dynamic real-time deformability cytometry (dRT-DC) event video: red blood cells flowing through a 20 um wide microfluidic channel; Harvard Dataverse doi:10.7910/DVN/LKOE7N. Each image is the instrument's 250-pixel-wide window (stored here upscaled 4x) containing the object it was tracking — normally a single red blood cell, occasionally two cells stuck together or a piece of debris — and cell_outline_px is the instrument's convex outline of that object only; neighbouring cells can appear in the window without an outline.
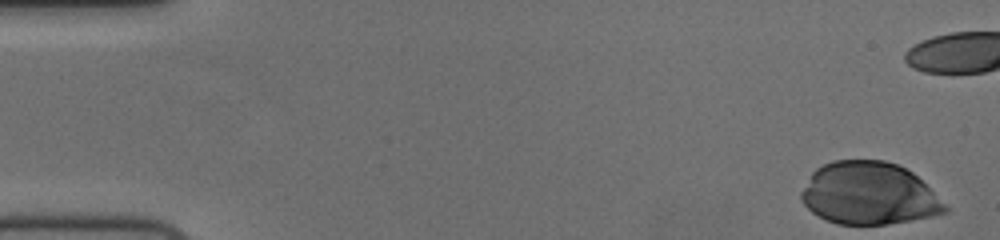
{"species": "human", "species_latin": "Homo sapiens", "temperature_condition": "cold", "stored_images_in_passage": 44, "camera_frame_rate_fps": 3000, "um_per_image_px": 0.085, "donor": {"sex": "female"}, "frame": {"image": 1, "passage_image": 1, "time_ms": 0.0, "image_size_px": [1000, 240], "cell_outline_px": [[948, 212], [888, 224], [836, 224], [812, 212], [800, 200], [800, 192], [812, 172], [816, 168], [832, 160], [884, 160], [896, 164], [912, 172], [948, 208]], "centroid_in_image_um": [73.79, 16.44], "position_along_channel_um": 11.2, "area_um2": 51.67}}
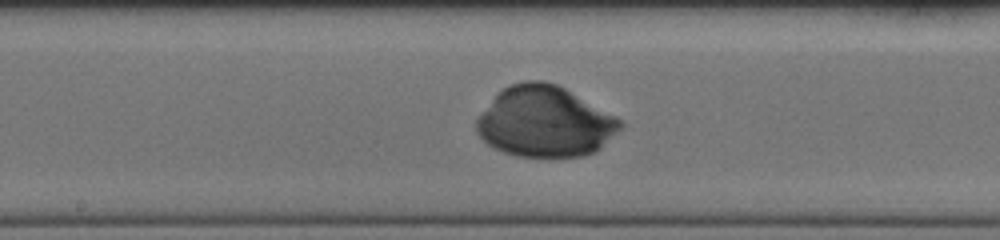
{"frame": {"image": 2, "passage_image": 28, "time_ms": 9.0, "image_size_px": [1000, 240], "cell_outline_px": [[624, 124], [596, 152], [584, 156], [516, 156], [504, 152], [488, 144], [476, 132], [476, 120], [492, 100], [508, 84], [524, 80], [544, 80], [556, 84], [564, 88], [616, 116]], "centroid_in_image_um": [46.31, 10.34], "position_along_channel_um": 201.9, "area_um2": 58.61}}
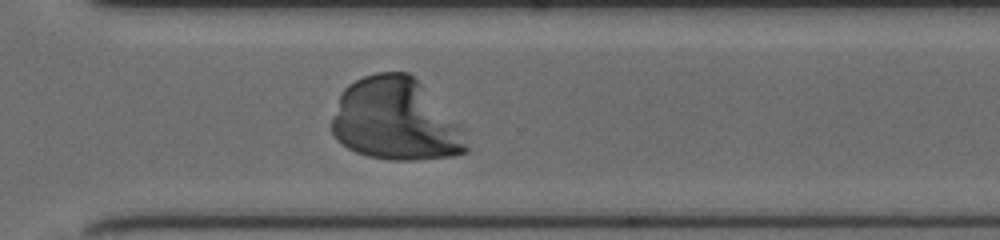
{"frame": {"image": 3, "passage_image": 39, "time_ms": 12.667, "image_size_px": [1000, 240], "cell_outline_px": [[468, 152], [456, 156], [416, 160], [388, 160], [368, 156], [356, 152], [348, 148], [336, 140], [332, 132], [332, 116], [340, 92], [348, 84], [364, 76], [376, 72], [408, 72], [464, 128], [468, 144]], "centroid_in_image_um": [33.62, 10.2], "position_along_channel_um": 337.0, "area_um2": 64.85}}